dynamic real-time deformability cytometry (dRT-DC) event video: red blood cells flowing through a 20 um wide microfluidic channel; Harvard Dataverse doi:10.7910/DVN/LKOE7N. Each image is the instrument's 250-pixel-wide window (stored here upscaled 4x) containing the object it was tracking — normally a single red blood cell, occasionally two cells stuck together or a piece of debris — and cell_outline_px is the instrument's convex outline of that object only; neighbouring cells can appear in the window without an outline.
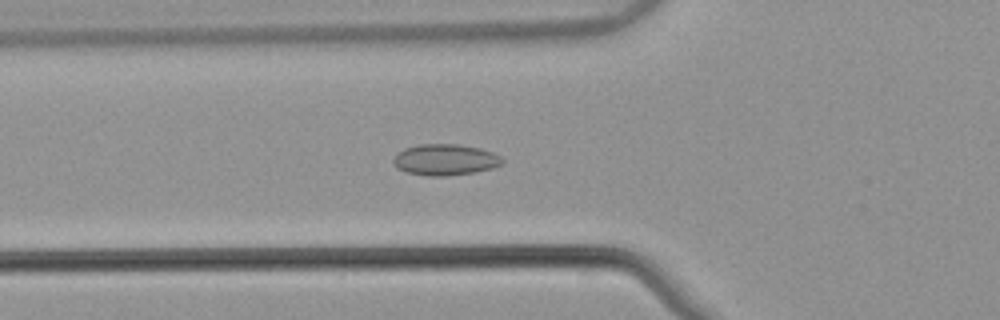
{"species": "common noctule bat (a hibernating species)", "species_latin": "Nyctalus noctula", "temperature_condition": "warm", "stored_images_in_passage": 44, "camera_frame_rate_fps": 3000, "um_per_image_px": 0.085, "animal": {"sex": "male", "body_mass_g": 21.5, "forearm_length_mm": 52.0}, "frame": {"image": 1, "passage_image": 10, "time_ms": 3.0, "image_size_px": [1000, 320], "cell_outline_px": [[504, 164], [492, 168], [476, 172], [448, 176], [424, 176], [408, 172], [396, 168], [392, 164], [392, 160], [404, 148], [420, 144], [456, 144], [480, 148], [492, 152], [500, 156], [504, 160]], "centroid_in_image_um": [37.85, 13.59], "position_along_channel_um": 87.9, "area_um2": 19.94}}
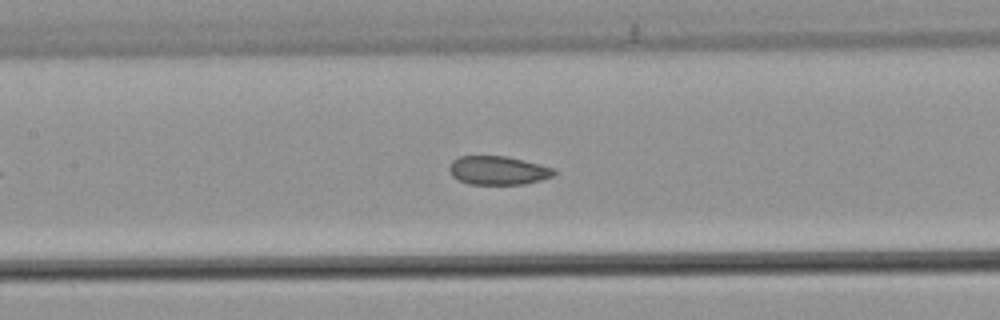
{"frame": {"image": 2, "passage_image": 16, "time_ms": 5.0, "image_size_px": [1000, 320], "cell_outline_px": [[556, 172], [552, 176], [540, 180], [524, 184], [468, 184], [452, 176], [448, 168], [452, 160], [460, 156], [508, 156], [556, 168]], "centroid_in_image_um": [42.34, 14.48], "position_along_channel_um": 165.1, "area_um2": 17.57}}
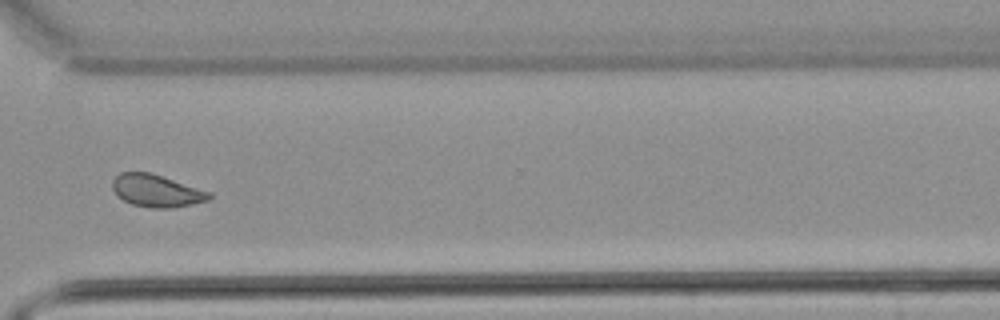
{"frame": {"image": 3, "passage_image": 31, "time_ms": 10.0, "image_size_px": [1000, 320], "cell_outline_px": [[212, 196], [208, 200], [172, 208], [148, 208], [132, 204], [116, 196], [112, 188], [112, 180], [120, 172], [152, 172], [212, 192]], "centroid_in_image_um": [13.29, 16.2], "position_along_channel_um": 357.3, "area_um2": 18.5}, "authors_computed_cell_mechanics": {"area_um2": 18.3515, "velocity_mm_per_s": 3.8342, "shape_relaxation_time_tau1_ms": null, "shape_relaxation_time_tau2_ms": 1.6203, "deformation_change_tau1": null, "deformation_change_tau2": 0.0761}}